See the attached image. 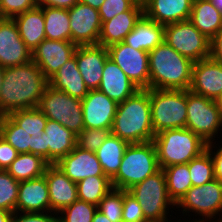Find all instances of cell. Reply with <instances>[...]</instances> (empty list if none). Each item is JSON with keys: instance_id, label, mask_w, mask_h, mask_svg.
Masks as SVG:
<instances>
[{"instance_id": "cell-29", "label": "cell", "mask_w": 222, "mask_h": 222, "mask_svg": "<svg viewBox=\"0 0 222 222\" xmlns=\"http://www.w3.org/2000/svg\"><path fill=\"white\" fill-rule=\"evenodd\" d=\"M163 41L164 25H160L143 15L123 42L137 50H144L149 53Z\"/></svg>"}, {"instance_id": "cell-57", "label": "cell", "mask_w": 222, "mask_h": 222, "mask_svg": "<svg viewBox=\"0 0 222 222\" xmlns=\"http://www.w3.org/2000/svg\"><path fill=\"white\" fill-rule=\"evenodd\" d=\"M3 18H4V17L2 16L1 11H0V20L3 19Z\"/></svg>"}, {"instance_id": "cell-48", "label": "cell", "mask_w": 222, "mask_h": 222, "mask_svg": "<svg viewBox=\"0 0 222 222\" xmlns=\"http://www.w3.org/2000/svg\"><path fill=\"white\" fill-rule=\"evenodd\" d=\"M209 57L222 64V28L210 40V55Z\"/></svg>"}, {"instance_id": "cell-30", "label": "cell", "mask_w": 222, "mask_h": 222, "mask_svg": "<svg viewBox=\"0 0 222 222\" xmlns=\"http://www.w3.org/2000/svg\"><path fill=\"white\" fill-rule=\"evenodd\" d=\"M189 20L209 40L222 28V14L210 0H193Z\"/></svg>"}, {"instance_id": "cell-43", "label": "cell", "mask_w": 222, "mask_h": 222, "mask_svg": "<svg viewBox=\"0 0 222 222\" xmlns=\"http://www.w3.org/2000/svg\"><path fill=\"white\" fill-rule=\"evenodd\" d=\"M138 0H104L98 9L100 21L105 22L119 13L128 11Z\"/></svg>"}, {"instance_id": "cell-20", "label": "cell", "mask_w": 222, "mask_h": 222, "mask_svg": "<svg viewBox=\"0 0 222 222\" xmlns=\"http://www.w3.org/2000/svg\"><path fill=\"white\" fill-rule=\"evenodd\" d=\"M143 15V2L138 0L128 11L102 22L98 44L108 48L113 44L123 42Z\"/></svg>"}, {"instance_id": "cell-37", "label": "cell", "mask_w": 222, "mask_h": 222, "mask_svg": "<svg viewBox=\"0 0 222 222\" xmlns=\"http://www.w3.org/2000/svg\"><path fill=\"white\" fill-rule=\"evenodd\" d=\"M8 116L24 131L30 132H43L48 120L38 108L13 111Z\"/></svg>"}, {"instance_id": "cell-10", "label": "cell", "mask_w": 222, "mask_h": 222, "mask_svg": "<svg viewBox=\"0 0 222 222\" xmlns=\"http://www.w3.org/2000/svg\"><path fill=\"white\" fill-rule=\"evenodd\" d=\"M222 127V115L215 100L187 90L186 128L207 144L216 140Z\"/></svg>"}, {"instance_id": "cell-3", "label": "cell", "mask_w": 222, "mask_h": 222, "mask_svg": "<svg viewBox=\"0 0 222 222\" xmlns=\"http://www.w3.org/2000/svg\"><path fill=\"white\" fill-rule=\"evenodd\" d=\"M149 89L189 90L192 82L190 59L164 40L149 52Z\"/></svg>"}, {"instance_id": "cell-56", "label": "cell", "mask_w": 222, "mask_h": 222, "mask_svg": "<svg viewBox=\"0 0 222 222\" xmlns=\"http://www.w3.org/2000/svg\"><path fill=\"white\" fill-rule=\"evenodd\" d=\"M169 220V218H167V219H164V220H161V221H157V222H174V221H171V218H170V220ZM180 221H177V222H187V221H185V220H181V219H179ZM176 222V221H175ZM188 222H190V221H188Z\"/></svg>"}, {"instance_id": "cell-34", "label": "cell", "mask_w": 222, "mask_h": 222, "mask_svg": "<svg viewBox=\"0 0 222 222\" xmlns=\"http://www.w3.org/2000/svg\"><path fill=\"white\" fill-rule=\"evenodd\" d=\"M169 197L176 204L192 187L188 163L163 168Z\"/></svg>"}, {"instance_id": "cell-51", "label": "cell", "mask_w": 222, "mask_h": 222, "mask_svg": "<svg viewBox=\"0 0 222 222\" xmlns=\"http://www.w3.org/2000/svg\"><path fill=\"white\" fill-rule=\"evenodd\" d=\"M12 217H13V212L0 209V222H11Z\"/></svg>"}, {"instance_id": "cell-50", "label": "cell", "mask_w": 222, "mask_h": 222, "mask_svg": "<svg viewBox=\"0 0 222 222\" xmlns=\"http://www.w3.org/2000/svg\"><path fill=\"white\" fill-rule=\"evenodd\" d=\"M79 2L89 5L94 9H99L100 6L103 4L104 0H79Z\"/></svg>"}, {"instance_id": "cell-55", "label": "cell", "mask_w": 222, "mask_h": 222, "mask_svg": "<svg viewBox=\"0 0 222 222\" xmlns=\"http://www.w3.org/2000/svg\"><path fill=\"white\" fill-rule=\"evenodd\" d=\"M4 69L5 68L0 65V89L2 87V80H3V76H4Z\"/></svg>"}, {"instance_id": "cell-38", "label": "cell", "mask_w": 222, "mask_h": 222, "mask_svg": "<svg viewBox=\"0 0 222 222\" xmlns=\"http://www.w3.org/2000/svg\"><path fill=\"white\" fill-rule=\"evenodd\" d=\"M96 211V205L76 200L57 214V222H92Z\"/></svg>"}, {"instance_id": "cell-27", "label": "cell", "mask_w": 222, "mask_h": 222, "mask_svg": "<svg viewBox=\"0 0 222 222\" xmlns=\"http://www.w3.org/2000/svg\"><path fill=\"white\" fill-rule=\"evenodd\" d=\"M13 20L17 25L21 39L31 51L46 39L42 7L36 6L13 17Z\"/></svg>"}, {"instance_id": "cell-14", "label": "cell", "mask_w": 222, "mask_h": 222, "mask_svg": "<svg viewBox=\"0 0 222 222\" xmlns=\"http://www.w3.org/2000/svg\"><path fill=\"white\" fill-rule=\"evenodd\" d=\"M118 103L98 89L82 99L84 129H111Z\"/></svg>"}, {"instance_id": "cell-25", "label": "cell", "mask_w": 222, "mask_h": 222, "mask_svg": "<svg viewBox=\"0 0 222 222\" xmlns=\"http://www.w3.org/2000/svg\"><path fill=\"white\" fill-rule=\"evenodd\" d=\"M42 136L45 142V160L56 164L76 146L77 135L56 121L47 120Z\"/></svg>"}, {"instance_id": "cell-47", "label": "cell", "mask_w": 222, "mask_h": 222, "mask_svg": "<svg viewBox=\"0 0 222 222\" xmlns=\"http://www.w3.org/2000/svg\"><path fill=\"white\" fill-rule=\"evenodd\" d=\"M219 143L211 142L207 144V151L210 153L214 163V176L222 184V144L217 146ZM221 146V147H220ZM215 148V149H213ZM215 150V151H214Z\"/></svg>"}, {"instance_id": "cell-17", "label": "cell", "mask_w": 222, "mask_h": 222, "mask_svg": "<svg viewBox=\"0 0 222 222\" xmlns=\"http://www.w3.org/2000/svg\"><path fill=\"white\" fill-rule=\"evenodd\" d=\"M74 56L85 86L89 90L98 89L104 64L109 58L108 49L99 44L79 45Z\"/></svg>"}, {"instance_id": "cell-42", "label": "cell", "mask_w": 222, "mask_h": 222, "mask_svg": "<svg viewBox=\"0 0 222 222\" xmlns=\"http://www.w3.org/2000/svg\"><path fill=\"white\" fill-rule=\"evenodd\" d=\"M122 222H148L139 202L132 194L124 190Z\"/></svg>"}, {"instance_id": "cell-45", "label": "cell", "mask_w": 222, "mask_h": 222, "mask_svg": "<svg viewBox=\"0 0 222 222\" xmlns=\"http://www.w3.org/2000/svg\"><path fill=\"white\" fill-rule=\"evenodd\" d=\"M57 216L55 212H14L11 222H57Z\"/></svg>"}, {"instance_id": "cell-7", "label": "cell", "mask_w": 222, "mask_h": 222, "mask_svg": "<svg viewBox=\"0 0 222 222\" xmlns=\"http://www.w3.org/2000/svg\"><path fill=\"white\" fill-rule=\"evenodd\" d=\"M128 192L139 202L148 222L167 219L170 207L175 208V203L168 195L166 176L161 168Z\"/></svg>"}, {"instance_id": "cell-21", "label": "cell", "mask_w": 222, "mask_h": 222, "mask_svg": "<svg viewBox=\"0 0 222 222\" xmlns=\"http://www.w3.org/2000/svg\"><path fill=\"white\" fill-rule=\"evenodd\" d=\"M71 181L77 183L87 177L106 176L96 153L78 146L55 164Z\"/></svg>"}, {"instance_id": "cell-2", "label": "cell", "mask_w": 222, "mask_h": 222, "mask_svg": "<svg viewBox=\"0 0 222 222\" xmlns=\"http://www.w3.org/2000/svg\"><path fill=\"white\" fill-rule=\"evenodd\" d=\"M111 134L129 144L153 141L149 89H139L118 103Z\"/></svg>"}, {"instance_id": "cell-54", "label": "cell", "mask_w": 222, "mask_h": 222, "mask_svg": "<svg viewBox=\"0 0 222 222\" xmlns=\"http://www.w3.org/2000/svg\"><path fill=\"white\" fill-rule=\"evenodd\" d=\"M215 101L222 115V93L219 95V97Z\"/></svg>"}, {"instance_id": "cell-13", "label": "cell", "mask_w": 222, "mask_h": 222, "mask_svg": "<svg viewBox=\"0 0 222 222\" xmlns=\"http://www.w3.org/2000/svg\"><path fill=\"white\" fill-rule=\"evenodd\" d=\"M68 11L71 42L77 46L98 44L102 24L98 10L78 2Z\"/></svg>"}, {"instance_id": "cell-46", "label": "cell", "mask_w": 222, "mask_h": 222, "mask_svg": "<svg viewBox=\"0 0 222 222\" xmlns=\"http://www.w3.org/2000/svg\"><path fill=\"white\" fill-rule=\"evenodd\" d=\"M19 153L0 136V169L7 170Z\"/></svg>"}, {"instance_id": "cell-31", "label": "cell", "mask_w": 222, "mask_h": 222, "mask_svg": "<svg viewBox=\"0 0 222 222\" xmlns=\"http://www.w3.org/2000/svg\"><path fill=\"white\" fill-rule=\"evenodd\" d=\"M128 145L129 143L125 140L110 134L95 152L104 174L110 179L119 171L121 160Z\"/></svg>"}, {"instance_id": "cell-12", "label": "cell", "mask_w": 222, "mask_h": 222, "mask_svg": "<svg viewBox=\"0 0 222 222\" xmlns=\"http://www.w3.org/2000/svg\"><path fill=\"white\" fill-rule=\"evenodd\" d=\"M107 49L109 57L139 89H149L148 52L137 50L124 42L113 44Z\"/></svg>"}, {"instance_id": "cell-18", "label": "cell", "mask_w": 222, "mask_h": 222, "mask_svg": "<svg viewBox=\"0 0 222 222\" xmlns=\"http://www.w3.org/2000/svg\"><path fill=\"white\" fill-rule=\"evenodd\" d=\"M191 92L216 100L222 93V64L210 57L193 63Z\"/></svg>"}, {"instance_id": "cell-32", "label": "cell", "mask_w": 222, "mask_h": 222, "mask_svg": "<svg viewBox=\"0 0 222 222\" xmlns=\"http://www.w3.org/2000/svg\"><path fill=\"white\" fill-rule=\"evenodd\" d=\"M48 165L49 163L41 156L24 153L17 156L7 171L15 180L20 182L44 175Z\"/></svg>"}, {"instance_id": "cell-35", "label": "cell", "mask_w": 222, "mask_h": 222, "mask_svg": "<svg viewBox=\"0 0 222 222\" xmlns=\"http://www.w3.org/2000/svg\"><path fill=\"white\" fill-rule=\"evenodd\" d=\"M78 200L99 205L103 197L113 188L108 176L87 177L76 183Z\"/></svg>"}, {"instance_id": "cell-33", "label": "cell", "mask_w": 222, "mask_h": 222, "mask_svg": "<svg viewBox=\"0 0 222 222\" xmlns=\"http://www.w3.org/2000/svg\"><path fill=\"white\" fill-rule=\"evenodd\" d=\"M46 39L71 41L68 9L42 7Z\"/></svg>"}, {"instance_id": "cell-9", "label": "cell", "mask_w": 222, "mask_h": 222, "mask_svg": "<svg viewBox=\"0 0 222 222\" xmlns=\"http://www.w3.org/2000/svg\"><path fill=\"white\" fill-rule=\"evenodd\" d=\"M47 119L56 121L74 134L84 130L82 100L54 87H46L37 107Z\"/></svg>"}, {"instance_id": "cell-19", "label": "cell", "mask_w": 222, "mask_h": 222, "mask_svg": "<svg viewBox=\"0 0 222 222\" xmlns=\"http://www.w3.org/2000/svg\"><path fill=\"white\" fill-rule=\"evenodd\" d=\"M43 132L24 131L8 115L0 116V136L19 154L32 153L45 160Z\"/></svg>"}, {"instance_id": "cell-4", "label": "cell", "mask_w": 222, "mask_h": 222, "mask_svg": "<svg viewBox=\"0 0 222 222\" xmlns=\"http://www.w3.org/2000/svg\"><path fill=\"white\" fill-rule=\"evenodd\" d=\"M159 168L189 163L207 149V143L187 128L166 129L154 136Z\"/></svg>"}, {"instance_id": "cell-40", "label": "cell", "mask_w": 222, "mask_h": 222, "mask_svg": "<svg viewBox=\"0 0 222 222\" xmlns=\"http://www.w3.org/2000/svg\"><path fill=\"white\" fill-rule=\"evenodd\" d=\"M97 210L112 222H122L123 190L112 188L100 201Z\"/></svg>"}, {"instance_id": "cell-16", "label": "cell", "mask_w": 222, "mask_h": 222, "mask_svg": "<svg viewBox=\"0 0 222 222\" xmlns=\"http://www.w3.org/2000/svg\"><path fill=\"white\" fill-rule=\"evenodd\" d=\"M77 45L71 41L43 40L33 51L32 61L49 80L59 68L74 56Z\"/></svg>"}, {"instance_id": "cell-24", "label": "cell", "mask_w": 222, "mask_h": 222, "mask_svg": "<svg viewBox=\"0 0 222 222\" xmlns=\"http://www.w3.org/2000/svg\"><path fill=\"white\" fill-rule=\"evenodd\" d=\"M144 15L160 25L190 19L193 0H142Z\"/></svg>"}, {"instance_id": "cell-49", "label": "cell", "mask_w": 222, "mask_h": 222, "mask_svg": "<svg viewBox=\"0 0 222 222\" xmlns=\"http://www.w3.org/2000/svg\"><path fill=\"white\" fill-rule=\"evenodd\" d=\"M79 0H36V4L39 7H53V8H64L70 9Z\"/></svg>"}, {"instance_id": "cell-22", "label": "cell", "mask_w": 222, "mask_h": 222, "mask_svg": "<svg viewBox=\"0 0 222 222\" xmlns=\"http://www.w3.org/2000/svg\"><path fill=\"white\" fill-rule=\"evenodd\" d=\"M44 176L48 185L51 212L59 213L78 200L77 185L55 164H49Z\"/></svg>"}, {"instance_id": "cell-41", "label": "cell", "mask_w": 222, "mask_h": 222, "mask_svg": "<svg viewBox=\"0 0 222 222\" xmlns=\"http://www.w3.org/2000/svg\"><path fill=\"white\" fill-rule=\"evenodd\" d=\"M110 134L111 129H84L77 135L76 146L96 152Z\"/></svg>"}, {"instance_id": "cell-23", "label": "cell", "mask_w": 222, "mask_h": 222, "mask_svg": "<svg viewBox=\"0 0 222 222\" xmlns=\"http://www.w3.org/2000/svg\"><path fill=\"white\" fill-rule=\"evenodd\" d=\"M16 212H51L48 185L44 175L20 181Z\"/></svg>"}, {"instance_id": "cell-53", "label": "cell", "mask_w": 222, "mask_h": 222, "mask_svg": "<svg viewBox=\"0 0 222 222\" xmlns=\"http://www.w3.org/2000/svg\"><path fill=\"white\" fill-rule=\"evenodd\" d=\"M210 1L218 9V11L222 14V0H210Z\"/></svg>"}, {"instance_id": "cell-39", "label": "cell", "mask_w": 222, "mask_h": 222, "mask_svg": "<svg viewBox=\"0 0 222 222\" xmlns=\"http://www.w3.org/2000/svg\"><path fill=\"white\" fill-rule=\"evenodd\" d=\"M19 184L7 170L0 169V209L16 212Z\"/></svg>"}, {"instance_id": "cell-28", "label": "cell", "mask_w": 222, "mask_h": 222, "mask_svg": "<svg viewBox=\"0 0 222 222\" xmlns=\"http://www.w3.org/2000/svg\"><path fill=\"white\" fill-rule=\"evenodd\" d=\"M49 85L81 100L89 91L77 67L75 56L66 61L49 79Z\"/></svg>"}, {"instance_id": "cell-36", "label": "cell", "mask_w": 222, "mask_h": 222, "mask_svg": "<svg viewBox=\"0 0 222 222\" xmlns=\"http://www.w3.org/2000/svg\"><path fill=\"white\" fill-rule=\"evenodd\" d=\"M192 186H202L215 179L214 163L206 150L188 163Z\"/></svg>"}, {"instance_id": "cell-26", "label": "cell", "mask_w": 222, "mask_h": 222, "mask_svg": "<svg viewBox=\"0 0 222 222\" xmlns=\"http://www.w3.org/2000/svg\"><path fill=\"white\" fill-rule=\"evenodd\" d=\"M98 90L106 94L110 99L120 103L132 96L139 88L109 57L104 64Z\"/></svg>"}, {"instance_id": "cell-5", "label": "cell", "mask_w": 222, "mask_h": 222, "mask_svg": "<svg viewBox=\"0 0 222 222\" xmlns=\"http://www.w3.org/2000/svg\"><path fill=\"white\" fill-rule=\"evenodd\" d=\"M153 141L129 144L117 174L111 179L113 188L128 191L159 170Z\"/></svg>"}, {"instance_id": "cell-52", "label": "cell", "mask_w": 222, "mask_h": 222, "mask_svg": "<svg viewBox=\"0 0 222 222\" xmlns=\"http://www.w3.org/2000/svg\"><path fill=\"white\" fill-rule=\"evenodd\" d=\"M92 222H112L106 217L104 214H102L99 210H97L94 213Z\"/></svg>"}, {"instance_id": "cell-11", "label": "cell", "mask_w": 222, "mask_h": 222, "mask_svg": "<svg viewBox=\"0 0 222 222\" xmlns=\"http://www.w3.org/2000/svg\"><path fill=\"white\" fill-rule=\"evenodd\" d=\"M164 40L192 62L208 58L210 40L188 19L164 26Z\"/></svg>"}, {"instance_id": "cell-44", "label": "cell", "mask_w": 222, "mask_h": 222, "mask_svg": "<svg viewBox=\"0 0 222 222\" xmlns=\"http://www.w3.org/2000/svg\"><path fill=\"white\" fill-rule=\"evenodd\" d=\"M36 6V0H0V11L4 18H13Z\"/></svg>"}, {"instance_id": "cell-15", "label": "cell", "mask_w": 222, "mask_h": 222, "mask_svg": "<svg viewBox=\"0 0 222 222\" xmlns=\"http://www.w3.org/2000/svg\"><path fill=\"white\" fill-rule=\"evenodd\" d=\"M32 60V51L19 35L13 18L0 20V65L4 68L23 65Z\"/></svg>"}, {"instance_id": "cell-6", "label": "cell", "mask_w": 222, "mask_h": 222, "mask_svg": "<svg viewBox=\"0 0 222 222\" xmlns=\"http://www.w3.org/2000/svg\"><path fill=\"white\" fill-rule=\"evenodd\" d=\"M155 135L166 129L186 128L187 90L149 89Z\"/></svg>"}, {"instance_id": "cell-1", "label": "cell", "mask_w": 222, "mask_h": 222, "mask_svg": "<svg viewBox=\"0 0 222 222\" xmlns=\"http://www.w3.org/2000/svg\"><path fill=\"white\" fill-rule=\"evenodd\" d=\"M48 84L49 80L32 60L23 65L6 67L0 89V116L37 108Z\"/></svg>"}, {"instance_id": "cell-8", "label": "cell", "mask_w": 222, "mask_h": 222, "mask_svg": "<svg viewBox=\"0 0 222 222\" xmlns=\"http://www.w3.org/2000/svg\"><path fill=\"white\" fill-rule=\"evenodd\" d=\"M175 207L179 211V208L183 209L181 212L185 216H190L187 214L190 212L201 216V219L190 222H222V184L214 179L202 186H192L175 204Z\"/></svg>"}]
</instances>
